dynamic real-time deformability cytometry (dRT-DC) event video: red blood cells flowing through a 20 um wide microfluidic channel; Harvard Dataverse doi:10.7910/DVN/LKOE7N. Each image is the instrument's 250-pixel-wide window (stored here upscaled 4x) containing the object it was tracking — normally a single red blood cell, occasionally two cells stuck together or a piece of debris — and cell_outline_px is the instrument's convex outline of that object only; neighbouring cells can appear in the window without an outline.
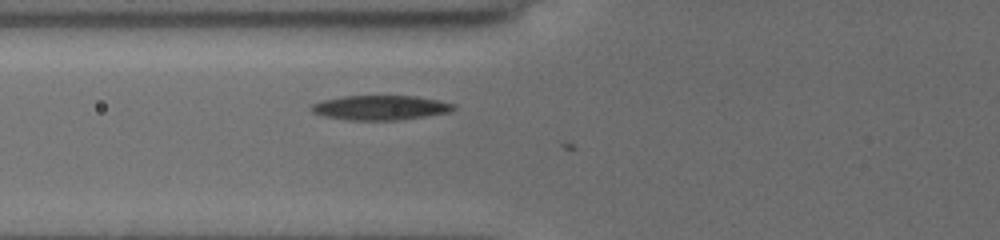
{"species": "common noctule bat (a hibernating species)", "species_latin": "Nyctalus noctula", "temperature_condition": "cold", "stored_images_in_passage": 10, "camera_frame_rate_fps": 3000, "um_per_image_px": 0.085, "animal": {"sex": "female", "body_mass_g": 19.5, "forearm_length_mm": 54.1}, "frame": {"image": 1, "passage_image": 9, "time_ms": 2.667, "image_size_px": [1000, 240], "cell_outline_px": [[456, 108], [448, 112], [424, 116], [396, 120], [348, 120], [324, 116], [312, 112], [312, 104], [324, 100], [344, 96], [416, 96], [456, 104]], "centroid_in_image_um": [32.33, 9.15], "position_along_channel_um": 93.5, "area_um2": 20.11}}